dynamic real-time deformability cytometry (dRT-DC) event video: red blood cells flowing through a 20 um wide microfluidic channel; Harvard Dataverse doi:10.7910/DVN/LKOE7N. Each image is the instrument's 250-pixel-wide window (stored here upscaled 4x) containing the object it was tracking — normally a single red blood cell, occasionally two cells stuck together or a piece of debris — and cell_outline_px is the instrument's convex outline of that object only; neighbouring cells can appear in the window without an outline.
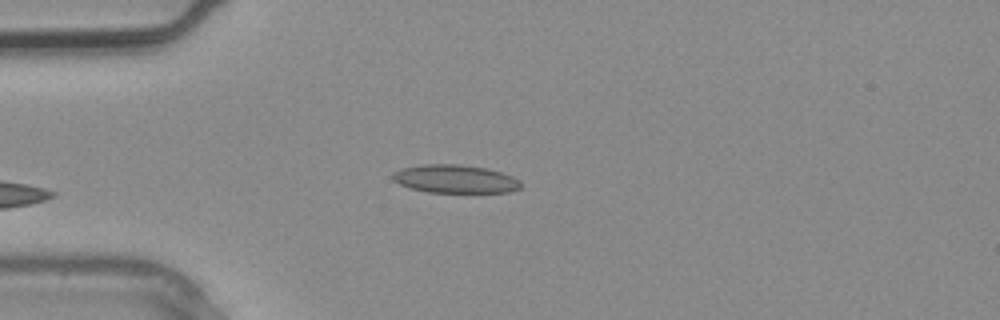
{"species": "common noctule bat (a hibernating species)", "species_latin": "Nyctalus noctula", "temperature_condition": "warm", "stored_images_in_passage": 1, "camera_frame_rate_fps": 3000, "um_per_image_px": 0.085, "animal": {"sex": "male", "body_mass_g": 20.4}, "frame": {"image": 1, "passage_image": 1, "time_ms": 0.0, "image_size_px": [1000, 320], "cell_outline_px": [[520, 188], [508, 192], [428, 192], [412, 188], [400, 184], [392, 180], [392, 172], [400, 168], [424, 164], [460, 164], [488, 168], [512, 176], [520, 180]], "centroid_in_image_um": [38.66, 15.2], "position_along_channel_um": 46.3, "area_um2": 21.1}}